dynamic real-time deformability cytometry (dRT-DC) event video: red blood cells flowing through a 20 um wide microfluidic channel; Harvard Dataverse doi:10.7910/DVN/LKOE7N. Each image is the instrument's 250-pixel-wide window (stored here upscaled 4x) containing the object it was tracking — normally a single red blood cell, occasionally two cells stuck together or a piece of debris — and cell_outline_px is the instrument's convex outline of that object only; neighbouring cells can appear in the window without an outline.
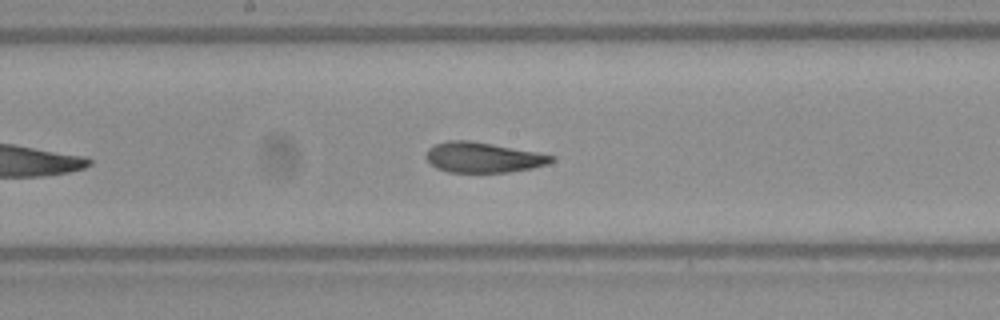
{"species": "Egyptian fruit bat (a non-hibernating species)", "species_latin": "Rousettus aegyptiacus", "temperature_condition": "warm", "stored_images_in_passage": 25, "camera_frame_rate_fps": 3000, "um_per_image_px": 0.085, "frame": {"image": 1, "passage_image": 15, "time_ms": 4.667, "image_size_px": [1000, 320], "cell_outline_px": [[556, 160], [548, 164], [532, 168], [508, 172], [448, 172], [436, 168], [424, 156], [428, 148], [436, 144], [448, 140], [468, 140], [492, 144], [536, 152], [556, 156]], "centroid_in_image_um": [41.06, 13.38], "position_along_channel_um": 207.1, "area_um2": 22.08}}
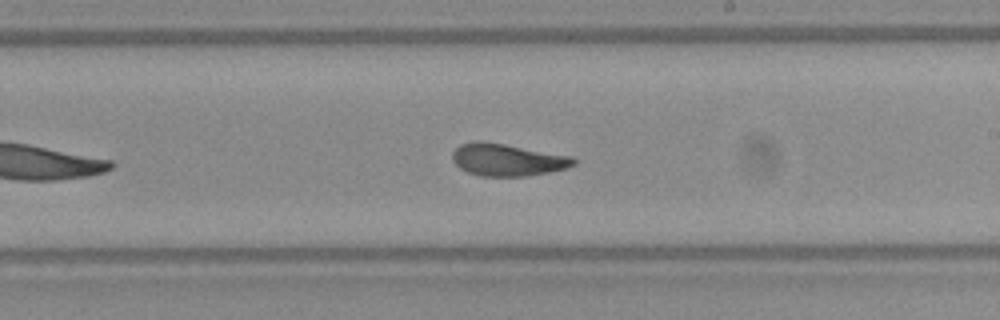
{"frame": {"image": 2, "passage_image": 18, "time_ms": 5.667, "image_size_px": [1000, 320], "cell_outline_px": [[576, 164], [568, 168], [548, 172], [524, 176], [480, 176], [468, 172], [460, 168], [452, 160], [452, 152], [460, 144], [480, 140], [504, 144], [572, 156], [576, 160]], "centroid_in_image_um": [43.12, 13.58], "position_along_channel_um": 245.9, "area_um2": 22.72}}
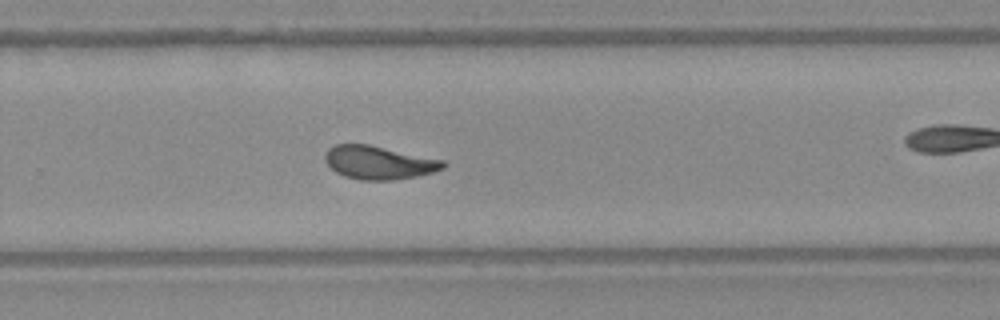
{"frame": {"image": 3, "passage_image": 22, "time_ms": 7.0, "image_size_px": [1000, 320], "cell_outline_px": [[448, 164], [444, 168], [432, 172], [416, 176], [392, 180], [360, 180], [344, 176], [336, 172], [324, 160], [324, 156], [328, 148], [336, 144], [368, 144], [444, 160]], "centroid_in_image_um": [32.2, 13.81], "position_along_channel_um": 297.6, "area_um2": 22.89}}